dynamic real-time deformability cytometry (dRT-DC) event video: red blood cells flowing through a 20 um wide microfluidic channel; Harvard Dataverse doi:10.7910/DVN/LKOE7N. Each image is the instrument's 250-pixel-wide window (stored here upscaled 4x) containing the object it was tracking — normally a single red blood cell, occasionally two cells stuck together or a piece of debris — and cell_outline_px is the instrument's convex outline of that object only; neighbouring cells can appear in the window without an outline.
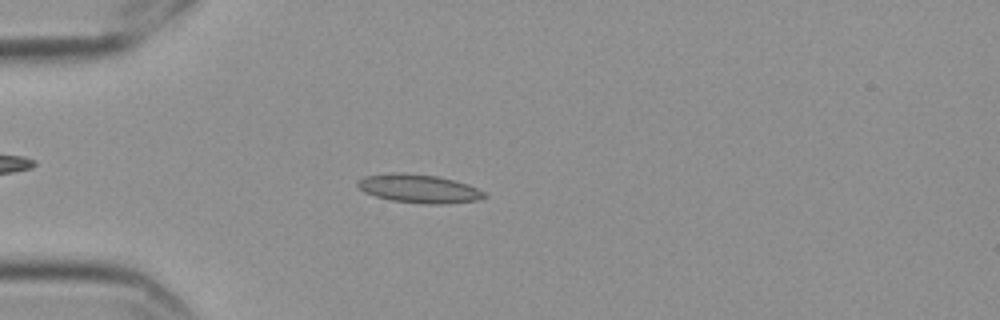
{"species": "Egyptian fruit bat (a non-hibernating species)", "species_latin": "Rousettus aegyptiacus", "temperature_condition": "cold", "stored_images_in_passage": 57, "camera_frame_rate_fps": 3000, "um_per_image_px": 0.085, "frame": {"image": 1, "passage_image": 16, "time_ms": 5.0, "image_size_px": [1000, 320], "cell_outline_px": [[488, 196], [476, 200], [444, 204], [428, 204], [392, 200], [376, 196], [364, 192], [356, 184], [356, 180], [364, 176], [388, 172], [404, 172], [436, 176], [468, 184], [484, 192]], "centroid_in_image_um": [35.56, 16.02], "position_along_channel_um": 49.4, "area_um2": 21.04}}
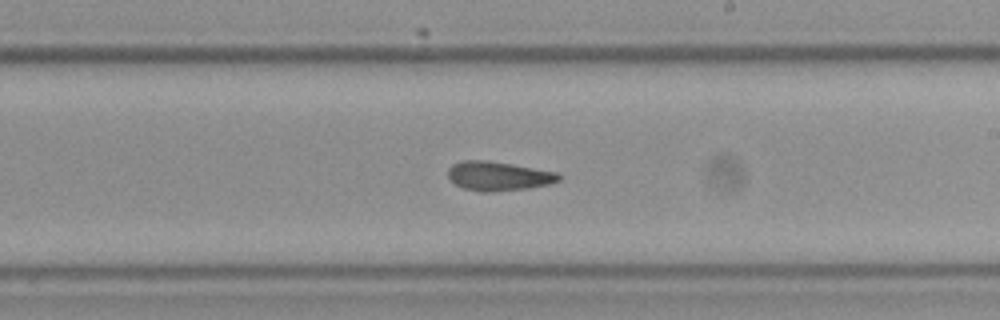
{"frame": {"image": 2, "passage_image": 34, "time_ms": 11.0, "image_size_px": [1000, 320], "cell_outline_px": [[564, 176], [560, 180], [548, 184], [528, 188], [488, 192], [484, 192], [464, 188], [456, 184], [448, 176], [448, 168], [452, 164], [464, 160], [488, 160], [560, 172]], "centroid_in_image_um": [42.42, 14.95], "position_along_channel_um": 246.6, "area_um2": 18.9}}
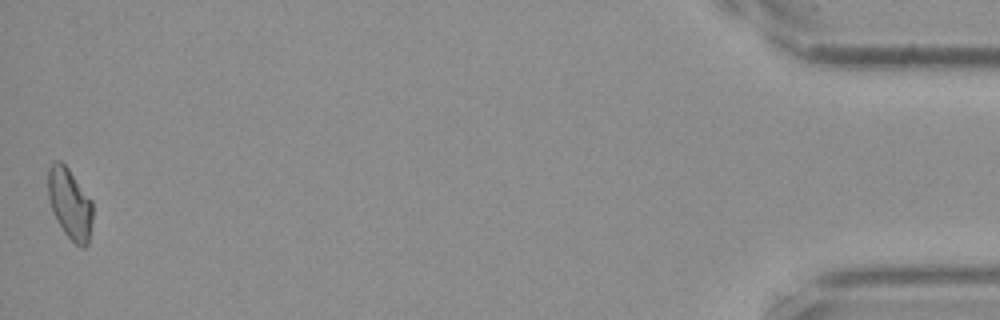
{"frame": {"image": 3, "passage_image": 57, "time_ms": 18.667, "image_size_px": [1000, 320], "cell_outline_px": [[92, 216], [88, 244], [84, 248], [80, 248], [64, 232], [56, 220], [48, 196], [48, 168], [56, 160], [60, 160], [68, 168], [92, 200]], "centroid_in_image_um": [5.94, 17.31], "position_along_channel_um": 429.3, "area_um2": 18.26}, "authors_computed_cell_mechanics": {"area_um2": 18.9584, "velocity_mm_per_s": 3.5452, "shape_relaxation_time_tau1_ms": 4.4669, "shape_relaxation_time_tau2_ms": 2.938, "deformation_change_tau1": 0.1206, "deformation_change_tau2": 0.1035}}